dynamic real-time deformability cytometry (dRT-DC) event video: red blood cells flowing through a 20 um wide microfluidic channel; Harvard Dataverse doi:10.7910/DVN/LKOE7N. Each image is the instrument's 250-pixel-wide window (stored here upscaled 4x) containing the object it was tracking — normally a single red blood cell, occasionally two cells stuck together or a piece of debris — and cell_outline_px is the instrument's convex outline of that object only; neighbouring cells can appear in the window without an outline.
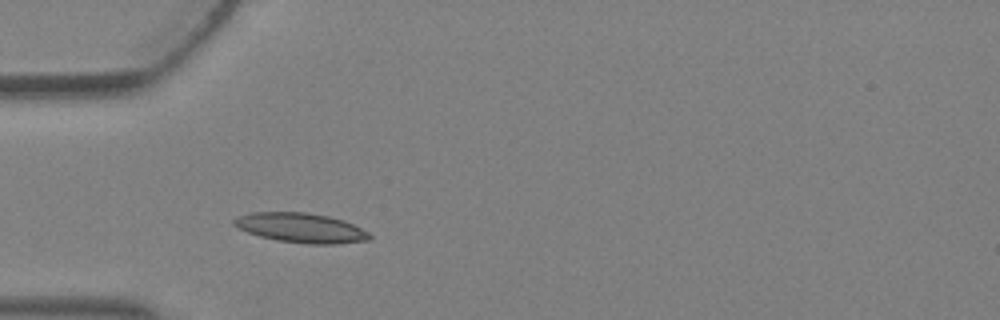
{"species": "Egyptian fruit bat (a non-hibernating species)", "species_latin": "Rousettus aegyptiacus", "temperature_condition": "warm", "stored_images_in_passage": 2, "camera_frame_rate_fps": 3000, "um_per_image_px": 0.085, "animal": {"sex": "female"}, "frame": {"image": 1, "passage_image": 2, "time_ms": 0.333, "image_size_px": [1000, 320], "cell_outline_px": [[372, 236], [368, 240], [336, 244], [308, 244], [276, 240], [260, 236], [248, 232], [232, 224], [232, 220], [236, 216], [252, 212], [304, 212], [328, 216], [344, 220], [368, 232]], "centroid_in_image_um": [25.56, 19.36], "position_along_channel_um": 59.4, "area_um2": 23.35}}